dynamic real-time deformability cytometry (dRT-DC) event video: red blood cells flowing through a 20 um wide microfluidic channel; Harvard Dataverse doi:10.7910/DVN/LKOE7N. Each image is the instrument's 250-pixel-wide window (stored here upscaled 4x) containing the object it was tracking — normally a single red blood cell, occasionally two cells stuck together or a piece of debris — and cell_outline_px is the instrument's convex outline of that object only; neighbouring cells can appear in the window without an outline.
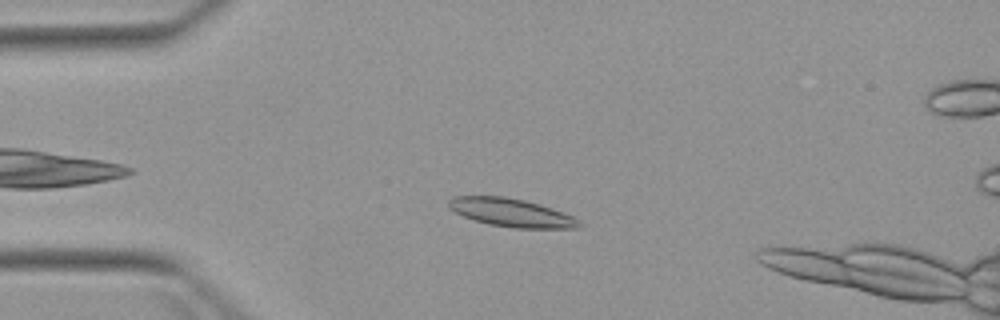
{"species": "Egyptian fruit bat (a non-hibernating species)", "species_latin": "Rousettus aegyptiacus", "temperature_condition": "warm", "stored_images_in_passage": 4, "camera_frame_rate_fps": 3000, "um_per_image_px": 0.085, "animal": {"sex": "female"}, "frame": {"image": 1, "passage_image": 2, "time_ms": 1.333, "image_size_px": [1000, 320], "cell_outline_px": [[584, 224], [580, 228], [512, 228], [488, 224], [464, 216], [448, 208], [448, 200], [452, 196], [504, 196], [524, 200], [540, 204], [564, 212], [580, 220]], "centroid_in_image_um": [43.5, 18.07], "position_along_channel_um": 41.5, "area_um2": 21.62}}